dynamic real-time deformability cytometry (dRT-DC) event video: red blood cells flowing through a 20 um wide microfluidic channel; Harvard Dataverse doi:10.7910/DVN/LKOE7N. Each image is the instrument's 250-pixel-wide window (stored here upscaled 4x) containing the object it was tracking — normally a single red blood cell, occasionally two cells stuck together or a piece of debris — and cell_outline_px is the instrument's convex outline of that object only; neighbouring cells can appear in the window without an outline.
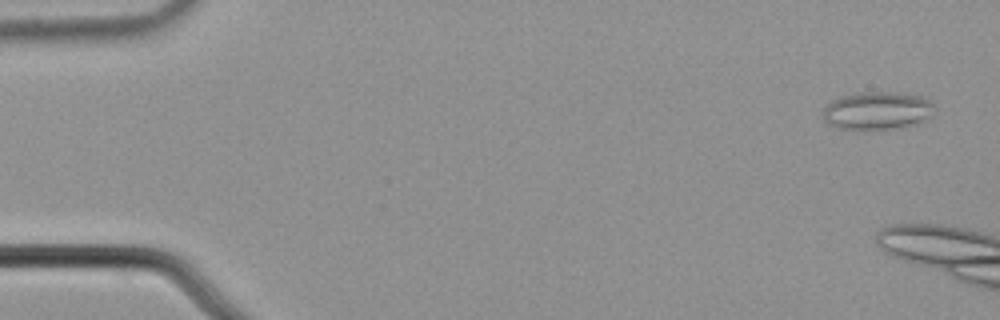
{"species": "common noctule bat (a hibernating species)", "species_latin": "Nyctalus noctula", "temperature_condition": "cold", "stored_images_in_passage": 5, "camera_frame_rate_fps": 3000, "um_per_image_px": 0.085, "animal": {"sex": "male", "body_mass_g": 21.5, "forearm_length_mm": 52.0}, "frame": {"image": 1, "passage_image": 1, "time_ms": 0.0, "image_size_px": [1000, 320], "cell_outline_px": [[932, 116], [916, 124], [900, 128], [864, 132], [856, 132], [836, 128], [828, 124], [824, 120], [824, 108], [832, 100], [840, 96], [860, 92], [900, 92], [924, 96], [932, 104]], "centroid_in_image_um": [74.54, 9.45], "position_along_channel_um": 10.5, "area_um2": 25.55}}